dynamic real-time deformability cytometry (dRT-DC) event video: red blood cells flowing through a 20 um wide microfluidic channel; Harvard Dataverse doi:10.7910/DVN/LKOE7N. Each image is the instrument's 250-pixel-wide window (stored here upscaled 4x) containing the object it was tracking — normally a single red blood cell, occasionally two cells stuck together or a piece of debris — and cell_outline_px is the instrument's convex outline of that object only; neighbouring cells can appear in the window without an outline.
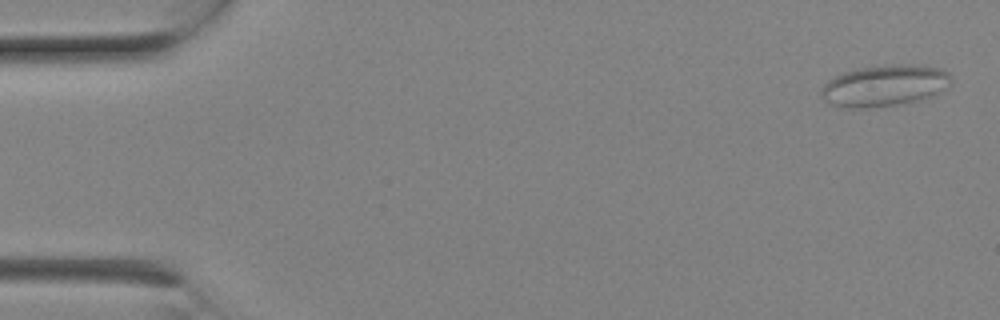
{"species": "Egyptian fruit bat (a non-hibernating species)", "species_latin": "Rousettus aegyptiacus", "temperature_condition": "room temperature", "stored_images_in_passage": 6, "camera_frame_rate_fps": 3000, "um_per_image_px": 0.085, "animal": {"sex": "female"}, "frame": {"image": 1, "passage_image": 1, "time_ms": 0.0, "image_size_px": [1000, 320], "cell_outline_px": [[952, 80], [936, 96], [904, 104], [868, 108], [844, 108], [832, 104], [824, 100], [820, 92], [824, 84], [828, 80], [844, 72], [860, 68], [892, 64], [924, 64], [940, 68], [948, 72]], "centroid_in_image_um": [75.22, 7.28], "position_along_channel_um": 9.8, "area_um2": 31.73}}
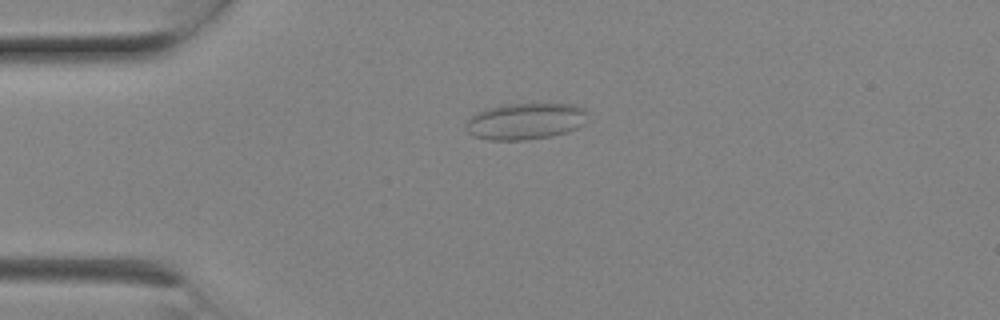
{"frame": {"image": 2, "passage_image": 5, "time_ms": 1.333, "image_size_px": [1000, 320], "cell_outline_px": [[588, 112], [584, 124], [576, 128], [552, 136], [524, 140], [488, 140], [472, 136], [464, 128], [464, 124], [476, 112], [488, 108], [504, 104], [572, 104], [584, 108]], "centroid_in_image_um": [44.63, 10.31], "position_along_channel_um": 40.4, "area_um2": 26.01}}